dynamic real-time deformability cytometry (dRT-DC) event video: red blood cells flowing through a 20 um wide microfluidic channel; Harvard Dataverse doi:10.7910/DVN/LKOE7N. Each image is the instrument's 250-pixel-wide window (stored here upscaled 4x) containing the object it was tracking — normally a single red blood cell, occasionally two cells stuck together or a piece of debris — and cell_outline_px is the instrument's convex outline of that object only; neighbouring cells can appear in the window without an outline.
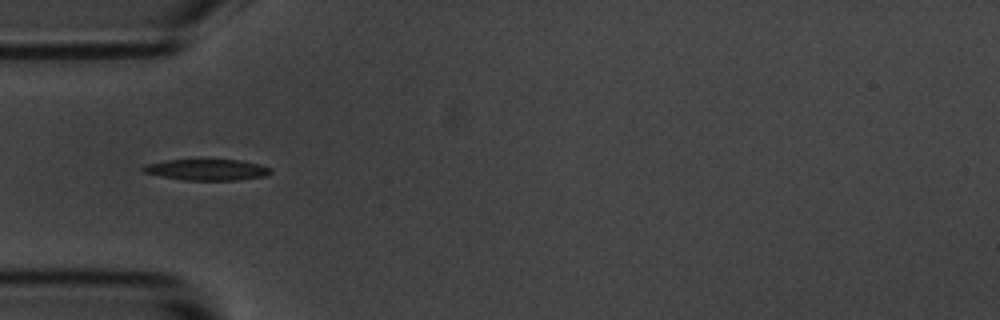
{"species": "common noctule bat (a hibernating species)", "species_latin": "Nyctalus noctula", "temperature_condition": "room temperature", "stored_images_in_passage": 3, "camera_frame_rate_fps": 3000, "um_per_image_px": 0.085, "animal": {"sex": "male", "body_mass_g": 20.1, "forearm_length_mm": 53.5}, "frame": {"image": 1, "passage_image": 2, "time_ms": 1.0, "image_size_px": [1000, 320], "cell_outline_px": [[272, 172], [264, 176], [240, 180], [184, 180], [160, 176], [144, 172], [140, 168], [144, 164], [164, 160], [240, 160], [260, 164], [272, 168]], "centroid_in_image_um": [17.58, 14.42], "position_along_channel_um": 67.4, "area_um2": 15.78}}